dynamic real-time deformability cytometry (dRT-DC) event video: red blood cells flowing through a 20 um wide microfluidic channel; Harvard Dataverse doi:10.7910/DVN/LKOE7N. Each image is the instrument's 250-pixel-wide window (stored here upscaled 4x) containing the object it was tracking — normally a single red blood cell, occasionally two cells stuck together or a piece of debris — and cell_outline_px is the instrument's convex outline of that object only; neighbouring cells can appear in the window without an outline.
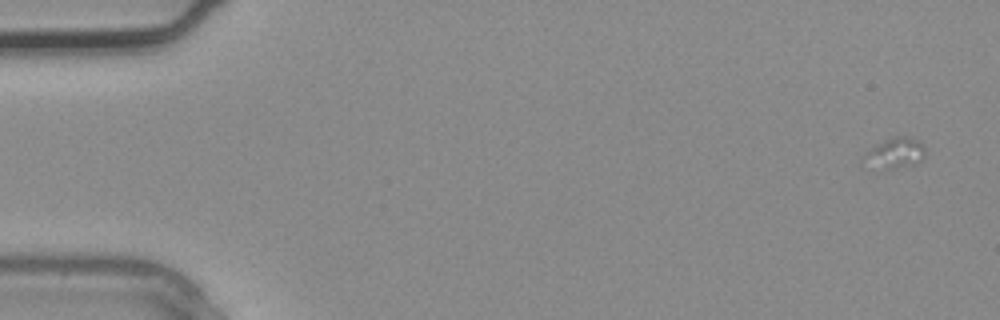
{"species": "common noctule bat (a hibernating species)", "species_latin": "Nyctalus noctula", "temperature_condition": "warm", "stored_images_in_passage": 3, "camera_frame_rate_fps": 3000, "um_per_image_px": 0.085, "animal": {"sex": "male", "body_mass_g": 20.4}, "frame": {"image": 1, "passage_image": 1, "time_ms": 0.0, "image_size_px": [1000, 320], "cell_outline_px": [[924, 156], [916, 164], [892, 168], [884, 168], [864, 156], [876, 144], [892, 136], [908, 136], [920, 140], [924, 148]], "centroid_in_image_um": [76.23, 12.93], "position_along_channel_um": 8.8, "area_um2": 10.12}}